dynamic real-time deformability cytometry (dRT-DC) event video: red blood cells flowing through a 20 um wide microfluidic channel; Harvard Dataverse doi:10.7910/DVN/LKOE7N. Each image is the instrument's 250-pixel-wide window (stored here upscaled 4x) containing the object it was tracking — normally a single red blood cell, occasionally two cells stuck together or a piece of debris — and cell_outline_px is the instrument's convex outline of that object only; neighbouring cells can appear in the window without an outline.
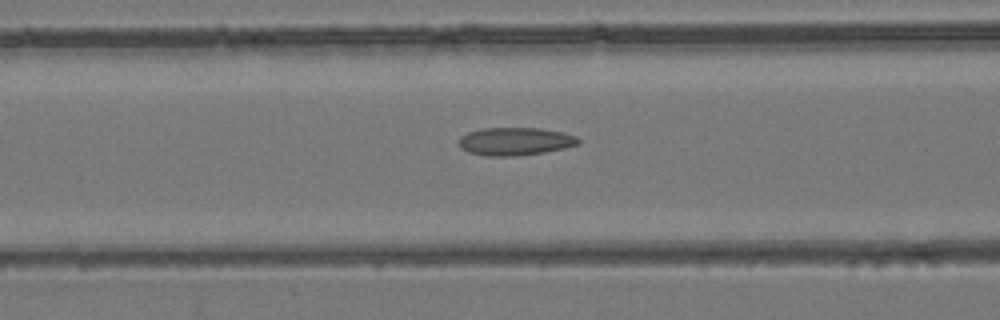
{"species": "common noctule bat (a hibernating species)", "species_latin": "Nyctalus noctula", "temperature_condition": "room temperature", "stored_images_in_passage": 31, "camera_frame_rate_fps": 3000, "um_per_image_px": 0.085, "animal": {"sex": "female", "body_mass_g": 24.6, "forearm_length_mm": 56.2}, "frame": {"image": 1, "passage_image": 5, "time_ms": 1.333, "image_size_px": [1000, 320], "cell_outline_px": [[580, 144], [564, 148], [544, 152], [516, 156], [488, 156], [468, 152], [460, 148], [460, 136], [468, 132], [484, 128], [540, 128], [564, 132], [576, 136], [580, 140]], "centroid_in_image_um": [43.81, 12.01], "position_along_channel_um": 122.8, "area_um2": 19.48}}
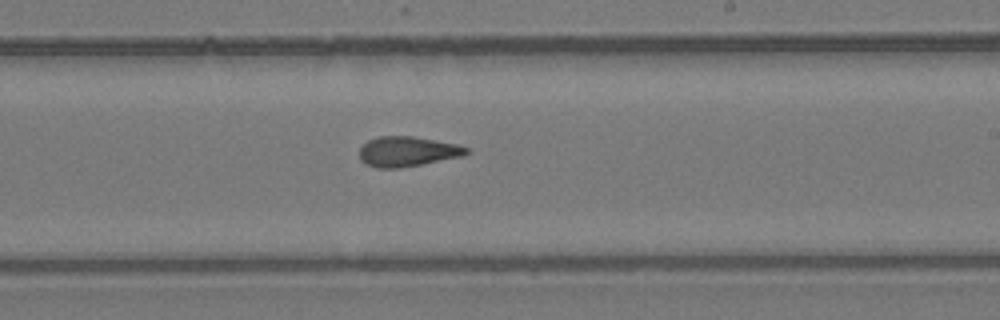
{"frame": {"image": 2, "passage_image": 15, "time_ms": 4.667, "image_size_px": [1000, 320], "cell_outline_px": [[468, 152], [464, 156], [420, 164], [396, 168], [376, 168], [360, 160], [360, 148], [368, 140], [380, 136], [412, 136], [456, 144], [468, 148]], "centroid_in_image_um": [34.62, 12.87], "position_along_channel_um": 254.4, "area_um2": 18.44}}
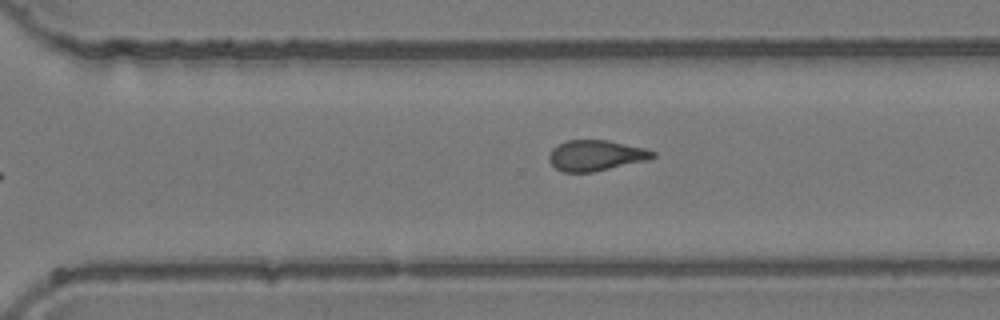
{"frame": {"image": 3, "passage_image": 20, "time_ms": 6.333, "image_size_px": [1000, 320], "cell_outline_px": [[656, 156], [648, 160], [592, 172], [564, 172], [556, 168], [548, 160], [548, 156], [552, 148], [568, 140], [608, 140], [644, 148], [656, 152]], "centroid_in_image_um": [50.65, 13.21], "position_along_channel_um": 320.0, "area_um2": 18.44}, "authors_computed_cell_mechanics": {"area_um2": 18.7272, "velocity_mm_per_s": 3.9439, "shape_relaxation_time_tau1_ms": null, "shape_relaxation_time_tau2_ms": 2.1645, "deformation_change_tau1": null, "deformation_change_tau2": 0.1027}}